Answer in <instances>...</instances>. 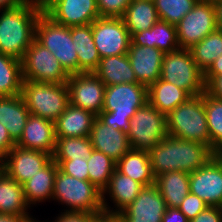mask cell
Instances as JSON below:
<instances>
[{
    "instance_id": "cell-16",
    "label": "cell",
    "mask_w": 222,
    "mask_h": 222,
    "mask_svg": "<svg viewBox=\"0 0 222 222\" xmlns=\"http://www.w3.org/2000/svg\"><path fill=\"white\" fill-rule=\"evenodd\" d=\"M51 160L52 155L48 153L15 145L4 156L2 170L19 184H23Z\"/></svg>"
},
{
    "instance_id": "cell-38",
    "label": "cell",
    "mask_w": 222,
    "mask_h": 222,
    "mask_svg": "<svg viewBox=\"0 0 222 222\" xmlns=\"http://www.w3.org/2000/svg\"><path fill=\"white\" fill-rule=\"evenodd\" d=\"M198 0H153L159 20L177 25Z\"/></svg>"
},
{
    "instance_id": "cell-13",
    "label": "cell",
    "mask_w": 222,
    "mask_h": 222,
    "mask_svg": "<svg viewBox=\"0 0 222 222\" xmlns=\"http://www.w3.org/2000/svg\"><path fill=\"white\" fill-rule=\"evenodd\" d=\"M69 103L98 116L103 110L105 84L93 73L69 75Z\"/></svg>"
},
{
    "instance_id": "cell-14",
    "label": "cell",
    "mask_w": 222,
    "mask_h": 222,
    "mask_svg": "<svg viewBox=\"0 0 222 222\" xmlns=\"http://www.w3.org/2000/svg\"><path fill=\"white\" fill-rule=\"evenodd\" d=\"M189 189L208 206L222 208L221 154H216L206 165L190 173Z\"/></svg>"
},
{
    "instance_id": "cell-50",
    "label": "cell",
    "mask_w": 222,
    "mask_h": 222,
    "mask_svg": "<svg viewBox=\"0 0 222 222\" xmlns=\"http://www.w3.org/2000/svg\"><path fill=\"white\" fill-rule=\"evenodd\" d=\"M216 10V24L217 28L222 30V2L214 4Z\"/></svg>"
},
{
    "instance_id": "cell-54",
    "label": "cell",
    "mask_w": 222,
    "mask_h": 222,
    "mask_svg": "<svg viewBox=\"0 0 222 222\" xmlns=\"http://www.w3.org/2000/svg\"><path fill=\"white\" fill-rule=\"evenodd\" d=\"M205 1H208V2H210L213 5L218 3V2H222V0H205Z\"/></svg>"
},
{
    "instance_id": "cell-45",
    "label": "cell",
    "mask_w": 222,
    "mask_h": 222,
    "mask_svg": "<svg viewBox=\"0 0 222 222\" xmlns=\"http://www.w3.org/2000/svg\"><path fill=\"white\" fill-rule=\"evenodd\" d=\"M15 145L16 142L10 137L8 130L0 122V153L5 156Z\"/></svg>"
},
{
    "instance_id": "cell-48",
    "label": "cell",
    "mask_w": 222,
    "mask_h": 222,
    "mask_svg": "<svg viewBox=\"0 0 222 222\" xmlns=\"http://www.w3.org/2000/svg\"><path fill=\"white\" fill-rule=\"evenodd\" d=\"M204 75H222V55L212 63Z\"/></svg>"
},
{
    "instance_id": "cell-47",
    "label": "cell",
    "mask_w": 222,
    "mask_h": 222,
    "mask_svg": "<svg viewBox=\"0 0 222 222\" xmlns=\"http://www.w3.org/2000/svg\"><path fill=\"white\" fill-rule=\"evenodd\" d=\"M30 215H13L0 213V222H26Z\"/></svg>"
},
{
    "instance_id": "cell-27",
    "label": "cell",
    "mask_w": 222,
    "mask_h": 222,
    "mask_svg": "<svg viewBox=\"0 0 222 222\" xmlns=\"http://www.w3.org/2000/svg\"><path fill=\"white\" fill-rule=\"evenodd\" d=\"M190 97L192 96L186 90L162 79L147 88L148 102L164 115H168Z\"/></svg>"
},
{
    "instance_id": "cell-41",
    "label": "cell",
    "mask_w": 222,
    "mask_h": 222,
    "mask_svg": "<svg viewBox=\"0 0 222 222\" xmlns=\"http://www.w3.org/2000/svg\"><path fill=\"white\" fill-rule=\"evenodd\" d=\"M208 205L197 195L189 193L181 202L178 209L185 214L189 221L193 220Z\"/></svg>"
},
{
    "instance_id": "cell-2",
    "label": "cell",
    "mask_w": 222,
    "mask_h": 222,
    "mask_svg": "<svg viewBox=\"0 0 222 222\" xmlns=\"http://www.w3.org/2000/svg\"><path fill=\"white\" fill-rule=\"evenodd\" d=\"M42 11L31 3L0 10V53L22 60L35 39L36 23Z\"/></svg>"
},
{
    "instance_id": "cell-30",
    "label": "cell",
    "mask_w": 222,
    "mask_h": 222,
    "mask_svg": "<svg viewBox=\"0 0 222 222\" xmlns=\"http://www.w3.org/2000/svg\"><path fill=\"white\" fill-rule=\"evenodd\" d=\"M58 168V165L51 160L37 174L22 184L25 200L29 206L52 198Z\"/></svg>"
},
{
    "instance_id": "cell-4",
    "label": "cell",
    "mask_w": 222,
    "mask_h": 222,
    "mask_svg": "<svg viewBox=\"0 0 222 222\" xmlns=\"http://www.w3.org/2000/svg\"><path fill=\"white\" fill-rule=\"evenodd\" d=\"M168 135L211 148L205 111V92L190 97L167 115Z\"/></svg>"
},
{
    "instance_id": "cell-10",
    "label": "cell",
    "mask_w": 222,
    "mask_h": 222,
    "mask_svg": "<svg viewBox=\"0 0 222 222\" xmlns=\"http://www.w3.org/2000/svg\"><path fill=\"white\" fill-rule=\"evenodd\" d=\"M21 61L23 80L54 84L67 83L69 74L57 58L36 39L30 44Z\"/></svg>"
},
{
    "instance_id": "cell-28",
    "label": "cell",
    "mask_w": 222,
    "mask_h": 222,
    "mask_svg": "<svg viewBox=\"0 0 222 222\" xmlns=\"http://www.w3.org/2000/svg\"><path fill=\"white\" fill-rule=\"evenodd\" d=\"M190 174L184 171L164 172L155 177V185L166 202L167 207L178 208L189 189Z\"/></svg>"
},
{
    "instance_id": "cell-36",
    "label": "cell",
    "mask_w": 222,
    "mask_h": 222,
    "mask_svg": "<svg viewBox=\"0 0 222 222\" xmlns=\"http://www.w3.org/2000/svg\"><path fill=\"white\" fill-rule=\"evenodd\" d=\"M205 111L211 149L222 153V100L214 98L205 91Z\"/></svg>"
},
{
    "instance_id": "cell-18",
    "label": "cell",
    "mask_w": 222,
    "mask_h": 222,
    "mask_svg": "<svg viewBox=\"0 0 222 222\" xmlns=\"http://www.w3.org/2000/svg\"><path fill=\"white\" fill-rule=\"evenodd\" d=\"M128 58L137 82L147 88L160 79L164 53L157 48L130 43Z\"/></svg>"
},
{
    "instance_id": "cell-37",
    "label": "cell",
    "mask_w": 222,
    "mask_h": 222,
    "mask_svg": "<svg viewBox=\"0 0 222 222\" xmlns=\"http://www.w3.org/2000/svg\"><path fill=\"white\" fill-rule=\"evenodd\" d=\"M87 165L89 181L103 192L116 170V161L102 152L93 150L87 159Z\"/></svg>"
},
{
    "instance_id": "cell-22",
    "label": "cell",
    "mask_w": 222,
    "mask_h": 222,
    "mask_svg": "<svg viewBox=\"0 0 222 222\" xmlns=\"http://www.w3.org/2000/svg\"><path fill=\"white\" fill-rule=\"evenodd\" d=\"M96 117L93 113L69 103L54 122L56 138L89 136Z\"/></svg>"
},
{
    "instance_id": "cell-40",
    "label": "cell",
    "mask_w": 222,
    "mask_h": 222,
    "mask_svg": "<svg viewBox=\"0 0 222 222\" xmlns=\"http://www.w3.org/2000/svg\"><path fill=\"white\" fill-rule=\"evenodd\" d=\"M131 0H97V7L101 17L121 18Z\"/></svg>"
},
{
    "instance_id": "cell-46",
    "label": "cell",
    "mask_w": 222,
    "mask_h": 222,
    "mask_svg": "<svg viewBox=\"0 0 222 222\" xmlns=\"http://www.w3.org/2000/svg\"><path fill=\"white\" fill-rule=\"evenodd\" d=\"M162 222H189V220L178 208L167 207Z\"/></svg>"
},
{
    "instance_id": "cell-34",
    "label": "cell",
    "mask_w": 222,
    "mask_h": 222,
    "mask_svg": "<svg viewBox=\"0 0 222 222\" xmlns=\"http://www.w3.org/2000/svg\"><path fill=\"white\" fill-rule=\"evenodd\" d=\"M198 68L205 73L212 63L222 55V30L217 28L191 49Z\"/></svg>"
},
{
    "instance_id": "cell-20",
    "label": "cell",
    "mask_w": 222,
    "mask_h": 222,
    "mask_svg": "<svg viewBox=\"0 0 222 222\" xmlns=\"http://www.w3.org/2000/svg\"><path fill=\"white\" fill-rule=\"evenodd\" d=\"M89 137L94 150L104 153L116 162L131 149L127 133L115 130L98 117L93 122Z\"/></svg>"
},
{
    "instance_id": "cell-15",
    "label": "cell",
    "mask_w": 222,
    "mask_h": 222,
    "mask_svg": "<svg viewBox=\"0 0 222 222\" xmlns=\"http://www.w3.org/2000/svg\"><path fill=\"white\" fill-rule=\"evenodd\" d=\"M43 12L58 24L67 27L91 24L100 13L97 0H52Z\"/></svg>"
},
{
    "instance_id": "cell-35",
    "label": "cell",
    "mask_w": 222,
    "mask_h": 222,
    "mask_svg": "<svg viewBox=\"0 0 222 222\" xmlns=\"http://www.w3.org/2000/svg\"><path fill=\"white\" fill-rule=\"evenodd\" d=\"M93 150L89 136L56 138L52 160L88 159Z\"/></svg>"
},
{
    "instance_id": "cell-32",
    "label": "cell",
    "mask_w": 222,
    "mask_h": 222,
    "mask_svg": "<svg viewBox=\"0 0 222 222\" xmlns=\"http://www.w3.org/2000/svg\"><path fill=\"white\" fill-rule=\"evenodd\" d=\"M29 205L26 203L23 186L0 171V213L13 215H29L26 211Z\"/></svg>"
},
{
    "instance_id": "cell-26",
    "label": "cell",
    "mask_w": 222,
    "mask_h": 222,
    "mask_svg": "<svg viewBox=\"0 0 222 222\" xmlns=\"http://www.w3.org/2000/svg\"><path fill=\"white\" fill-rule=\"evenodd\" d=\"M93 73L105 86L138 83L127 54L101 58Z\"/></svg>"
},
{
    "instance_id": "cell-52",
    "label": "cell",
    "mask_w": 222,
    "mask_h": 222,
    "mask_svg": "<svg viewBox=\"0 0 222 222\" xmlns=\"http://www.w3.org/2000/svg\"><path fill=\"white\" fill-rule=\"evenodd\" d=\"M27 3H31L32 5L39 6L40 8H44L48 5L52 0H26Z\"/></svg>"
},
{
    "instance_id": "cell-6",
    "label": "cell",
    "mask_w": 222,
    "mask_h": 222,
    "mask_svg": "<svg viewBox=\"0 0 222 222\" xmlns=\"http://www.w3.org/2000/svg\"><path fill=\"white\" fill-rule=\"evenodd\" d=\"M21 96L30 114L55 122L69 104L67 84L23 80Z\"/></svg>"
},
{
    "instance_id": "cell-9",
    "label": "cell",
    "mask_w": 222,
    "mask_h": 222,
    "mask_svg": "<svg viewBox=\"0 0 222 222\" xmlns=\"http://www.w3.org/2000/svg\"><path fill=\"white\" fill-rule=\"evenodd\" d=\"M167 135V115L160 113L149 102L136 110L130 119L127 137L131 149L149 152Z\"/></svg>"
},
{
    "instance_id": "cell-39",
    "label": "cell",
    "mask_w": 222,
    "mask_h": 222,
    "mask_svg": "<svg viewBox=\"0 0 222 222\" xmlns=\"http://www.w3.org/2000/svg\"><path fill=\"white\" fill-rule=\"evenodd\" d=\"M59 169L80 180H89L87 159L53 160Z\"/></svg>"
},
{
    "instance_id": "cell-31",
    "label": "cell",
    "mask_w": 222,
    "mask_h": 222,
    "mask_svg": "<svg viewBox=\"0 0 222 222\" xmlns=\"http://www.w3.org/2000/svg\"><path fill=\"white\" fill-rule=\"evenodd\" d=\"M121 18L130 36L150 29L159 21L154 2L148 0H131Z\"/></svg>"
},
{
    "instance_id": "cell-25",
    "label": "cell",
    "mask_w": 222,
    "mask_h": 222,
    "mask_svg": "<svg viewBox=\"0 0 222 222\" xmlns=\"http://www.w3.org/2000/svg\"><path fill=\"white\" fill-rule=\"evenodd\" d=\"M70 34L78 56V73L94 72L101 58L93 40L91 24L70 27Z\"/></svg>"
},
{
    "instance_id": "cell-7",
    "label": "cell",
    "mask_w": 222,
    "mask_h": 222,
    "mask_svg": "<svg viewBox=\"0 0 222 222\" xmlns=\"http://www.w3.org/2000/svg\"><path fill=\"white\" fill-rule=\"evenodd\" d=\"M35 39L46 47L69 74H78V56L70 27L56 23L43 11L35 27Z\"/></svg>"
},
{
    "instance_id": "cell-17",
    "label": "cell",
    "mask_w": 222,
    "mask_h": 222,
    "mask_svg": "<svg viewBox=\"0 0 222 222\" xmlns=\"http://www.w3.org/2000/svg\"><path fill=\"white\" fill-rule=\"evenodd\" d=\"M167 205L155 184L143 187L135 200L117 214L122 222H162Z\"/></svg>"
},
{
    "instance_id": "cell-21",
    "label": "cell",
    "mask_w": 222,
    "mask_h": 222,
    "mask_svg": "<svg viewBox=\"0 0 222 222\" xmlns=\"http://www.w3.org/2000/svg\"><path fill=\"white\" fill-rule=\"evenodd\" d=\"M143 185L134 181L127 175L120 173L117 169L111 175L109 184L102 192L103 211L105 215H117L128 205H130L143 189ZM109 192L111 199L117 208L115 211L111 210L105 202L104 194Z\"/></svg>"
},
{
    "instance_id": "cell-1",
    "label": "cell",
    "mask_w": 222,
    "mask_h": 222,
    "mask_svg": "<svg viewBox=\"0 0 222 222\" xmlns=\"http://www.w3.org/2000/svg\"><path fill=\"white\" fill-rule=\"evenodd\" d=\"M154 176L169 171L192 173L206 165L216 153L207 145L167 135L149 152Z\"/></svg>"
},
{
    "instance_id": "cell-29",
    "label": "cell",
    "mask_w": 222,
    "mask_h": 222,
    "mask_svg": "<svg viewBox=\"0 0 222 222\" xmlns=\"http://www.w3.org/2000/svg\"><path fill=\"white\" fill-rule=\"evenodd\" d=\"M116 169L134 181L141 183L144 187L155 184V176L152 172L147 151L130 149L116 162Z\"/></svg>"
},
{
    "instance_id": "cell-51",
    "label": "cell",
    "mask_w": 222,
    "mask_h": 222,
    "mask_svg": "<svg viewBox=\"0 0 222 222\" xmlns=\"http://www.w3.org/2000/svg\"><path fill=\"white\" fill-rule=\"evenodd\" d=\"M96 222H122L117 215H99Z\"/></svg>"
},
{
    "instance_id": "cell-44",
    "label": "cell",
    "mask_w": 222,
    "mask_h": 222,
    "mask_svg": "<svg viewBox=\"0 0 222 222\" xmlns=\"http://www.w3.org/2000/svg\"><path fill=\"white\" fill-rule=\"evenodd\" d=\"M98 216L90 213L63 212L55 222H96Z\"/></svg>"
},
{
    "instance_id": "cell-43",
    "label": "cell",
    "mask_w": 222,
    "mask_h": 222,
    "mask_svg": "<svg viewBox=\"0 0 222 222\" xmlns=\"http://www.w3.org/2000/svg\"><path fill=\"white\" fill-rule=\"evenodd\" d=\"M189 222H222V208L208 206Z\"/></svg>"
},
{
    "instance_id": "cell-3",
    "label": "cell",
    "mask_w": 222,
    "mask_h": 222,
    "mask_svg": "<svg viewBox=\"0 0 222 222\" xmlns=\"http://www.w3.org/2000/svg\"><path fill=\"white\" fill-rule=\"evenodd\" d=\"M147 99V87L140 83H123L106 86L103 110L97 116L103 123L125 133L130 119Z\"/></svg>"
},
{
    "instance_id": "cell-12",
    "label": "cell",
    "mask_w": 222,
    "mask_h": 222,
    "mask_svg": "<svg viewBox=\"0 0 222 222\" xmlns=\"http://www.w3.org/2000/svg\"><path fill=\"white\" fill-rule=\"evenodd\" d=\"M91 28L100 58L128 53L131 36L122 18L99 17L91 23Z\"/></svg>"
},
{
    "instance_id": "cell-55",
    "label": "cell",
    "mask_w": 222,
    "mask_h": 222,
    "mask_svg": "<svg viewBox=\"0 0 222 222\" xmlns=\"http://www.w3.org/2000/svg\"><path fill=\"white\" fill-rule=\"evenodd\" d=\"M26 222H36L35 219L32 220L31 217H28V219L26 220ZM38 222V221H37Z\"/></svg>"
},
{
    "instance_id": "cell-11",
    "label": "cell",
    "mask_w": 222,
    "mask_h": 222,
    "mask_svg": "<svg viewBox=\"0 0 222 222\" xmlns=\"http://www.w3.org/2000/svg\"><path fill=\"white\" fill-rule=\"evenodd\" d=\"M216 29L215 6L208 1L198 0L176 25L180 49H191Z\"/></svg>"
},
{
    "instance_id": "cell-49",
    "label": "cell",
    "mask_w": 222,
    "mask_h": 222,
    "mask_svg": "<svg viewBox=\"0 0 222 222\" xmlns=\"http://www.w3.org/2000/svg\"><path fill=\"white\" fill-rule=\"evenodd\" d=\"M25 3L26 0H0V10L12 9Z\"/></svg>"
},
{
    "instance_id": "cell-8",
    "label": "cell",
    "mask_w": 222,
    "mask_h": 222,
    "mask_svg": "<svg viewBox=\"0 0 222 222\" xmlns=\"http://www.w3.org/2000/svg\"><path fill=\"white\" fill-rule=\"evenodd\" d=\"M160 79L186 90L191 96L205 92L204 73L198 68L190 49L165 53Z\"/></svg>"
},
{
    "instance_id": "cell-53",
    "label": "cell",
    "mask_w": 222,
    "mask_h": 222,
    "mask_svg": "<svg viewBox=\"0 0 222 222\" xmlns=\"http://www.w3.org/2000/svg\"><path fill=\"white\" fill-rule=\"evenodd\" d=\"M3 159H4V156L0 153V169L3 168Z\"/></svg>"
},
{
    "instance_id": "cell-19",
    "label": "cell",
    "mask_w": 222,
    "mask_h": 222,
    "mask_svg": "<svg viewBox=\"0 0 222 222\" xmlns=\"http://www.w3.org/2000/svg\"><path fill=\"white\" fill-rule=\"evenodd\" d=\"M56 144L55 124L40 116L30 114L22 136L16 145L53 155Z\"/></svg>"
},
{
    "instance_id": "cell-5",
    "label": "cell",
    "mask_w": 222,
    "mask_h": 222,
    "mask_svg": "<svg viewBox=\"0 0 222 222\" xmlns=\"http://www.w3.org/2000/svg\"><path fill=\"white\" fill-rule=\"evenodd\" d=\"M53 199L70 207L66 212L103 215L102 191L89 180H80L59 168L54 179Z\"/></svg>"
},
{
    "instance_id": "cell-23",
    "label": "cell",
    "mask_w": 222,
    "mask_h": 222,
    "mask_svg": "<svg viewBox=\"0 0 222 222\" xmlns=\"http://www.w3.org/2000/svg\"><path fill=\"white\" fill-rule=\"evenodd\" d=\"M131 42L137 46L157 48L164 54L180 49L176 25L162 20L148 30L134 33Z\"/></svg>"
},
{
    "instance_id": "cell-24",
    "label": "cell",
    "mask_w": 222,
    "mask_h": 222,
    "mask_svg": "<svg viewBox=\"0 0 222 222\" xmlns=\"http://www.w3.org/2000/svg\"><path fill=\"white\" fill-rule=\"evenodd\" d=\"M29 116L30 112L21 95L0 97V122L15 142L22 136Z\"/></svg>"
},
{
    "instance_id": "cell-42",
    "label": "cell",
    "mask_w": 222,
    "mask_h": 222,
    "mask_svg": "<svg viewBox=\"0 0 222 222\" xmlns=\"http://www.w3.org/2000/svg\"><path fill=\"white\" fill-rule=\"evenodd\" d=\"M205 91L222 100V75H204Z\"/></svg>"
},
{
    "instance_id": "cell-33",
    "label": "cell",
    "mask_w": 222,
    "mask_h": 222,
    "mask_svg": "<svg viewBox=\"0 0 222 222\" xmlns=\"http://www.w3.org/2000/svg\"><path fill=\"white\" fill-rule=\"evenodd\" d=\"M22 61L0 53V97L21 95Z\"/></svg>"
}]
</instances>
